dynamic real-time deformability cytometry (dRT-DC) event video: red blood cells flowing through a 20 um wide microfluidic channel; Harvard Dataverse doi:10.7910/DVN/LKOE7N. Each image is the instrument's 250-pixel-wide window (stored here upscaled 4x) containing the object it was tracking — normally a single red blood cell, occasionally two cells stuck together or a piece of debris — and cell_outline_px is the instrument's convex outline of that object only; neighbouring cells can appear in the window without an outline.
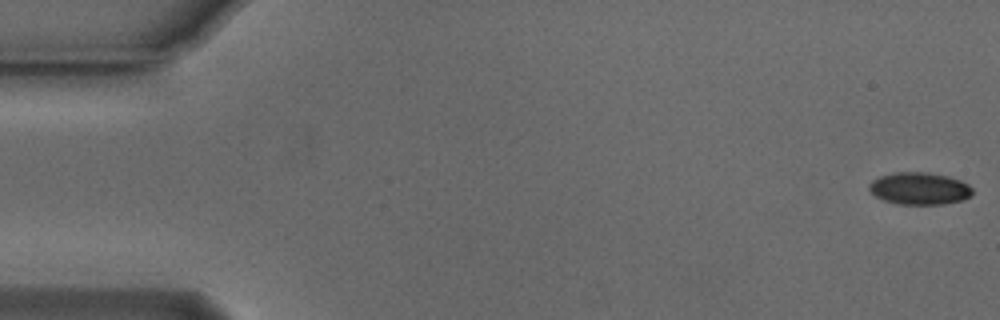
{"species": "Egyptian fruit bat (a non-hibernating species)", "species_latin": "Rousettus aegyptiacus", "temperature_condition": "cold", "stored_images_in_passage": 8, "camera_frame_rate_fps": 3000, "um_per_image_px": 0.085, "animal": {"sex": "male"}, "frame": {"image": 1, "passage_image": 1, "time_ms": 0.0, "image_size_px": [1000, 320], "cell_outline_px": [[972, 196], [964, 200], [944, 204], [896, 204], [884, 200], [876, 196], [868, 188], [868, 184], [872, 180], [880, 176], [892, 172], [928, 172], [948, 176], [960, 180], [968, 184], [972, 188]], "centroid_in_image_um": [78.16, 16.02], "position_along_channel_um": 6.8, "area_um2": 19.59}}